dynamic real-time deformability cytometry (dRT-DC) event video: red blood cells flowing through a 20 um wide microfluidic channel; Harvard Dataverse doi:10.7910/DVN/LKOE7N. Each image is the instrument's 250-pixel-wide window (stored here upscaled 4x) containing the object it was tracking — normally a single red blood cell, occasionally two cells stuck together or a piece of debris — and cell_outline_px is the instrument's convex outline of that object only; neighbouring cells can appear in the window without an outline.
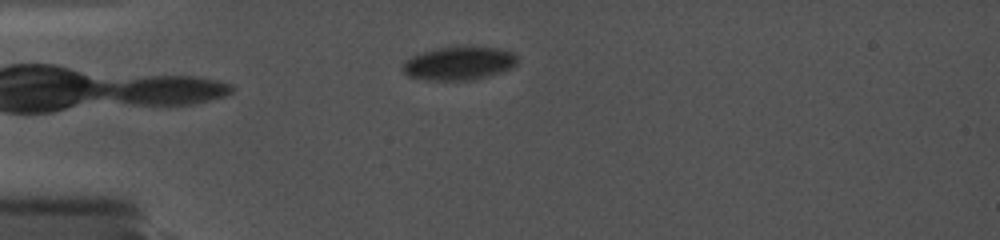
{"species": "common noctule bat (a hibernating species)", "species_latin": "Nyctalus noctula", "temperature_condition": "cold", "stored_images_in_passage": 36, "camera_frame_rate_fps": 5000, "um_per_image_px": 0.085, "animal": {"sex": "female", "body_mass_g": 19.0, "forearm_length_mm": 56.7}, "frame": {"image": 1, "passage_image": 11, "time_ms": 4.2, "image_size_px": [1000, 240], "cell_outline_px": [[516, 64], [512, 68], [504, 72], [476, 80], [424, 80], [408, 76], [404, 72], [404, 64], [412, 56], [424, 52], [440, 48], [488, 48], [508, 52], [516, 56]], "centroid_in_image_um": [39.01, 5.44], "position_along_channel_um": 46.0, "area_um2": 21.62}}
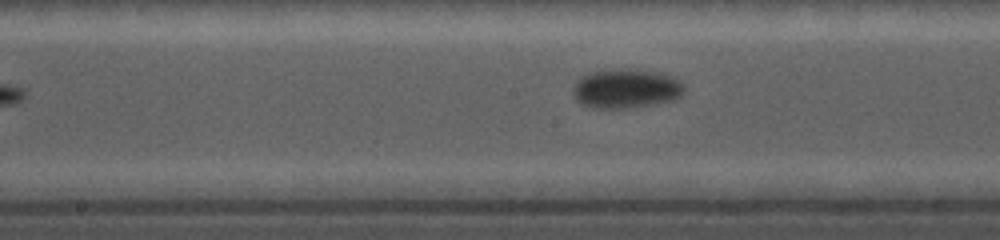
{"frame": {"image": 2, "passage_image": 24, "time_ms": 9.0, "image_size_px": [1000, 240], "cell_outline_px": [[684, 92], [676, 100], [656, 104], [628, 108], [592, 108], [580, 104], [576, 100], [576, 84], [584, 76], [592, 72], [656, 72], [680, 80], [684, 84]], "centroid_in_image_um": [53.3, 7.61], "position_along_channel_um": 194.9, "area_um2": 24.22}}
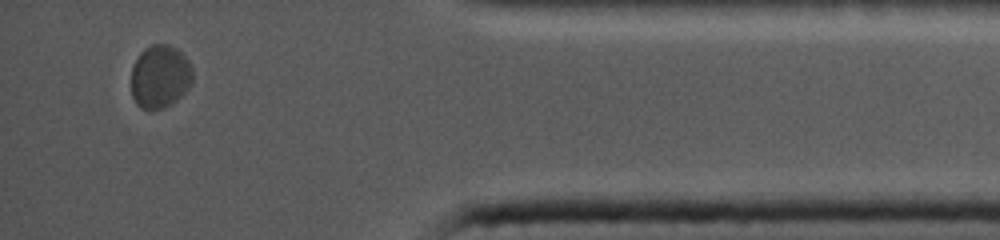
{"frame": {"image": 3, "passage_image": 36, "time_ms": 15.8, "image_size_px": [1000, 240], "cell_outline_px": [[192, 84], [176, 100], [164, 108], [140, 108], [136, 104], [132, 96], [132, 68], [140, 52], [144, 48], [152, 44], [168, 44], [176, 48], [188, 60], [192, 68]], "centroid_in_image_um": [13.6, 6.49], "position_along_channel_um": 421.6, "area_um2": 22.48}, "authors_computed_cell_mechanics": {"area_um2": 22.9755, "velocity_mm_per_s": 3.6315, "shape_relaxation_time_tau1_ms": 0.2937, "shape_relaxation_time_tau2_ms": null, "deformation_change_tau1": 0.0255, "deformation_change_tau2": null}}